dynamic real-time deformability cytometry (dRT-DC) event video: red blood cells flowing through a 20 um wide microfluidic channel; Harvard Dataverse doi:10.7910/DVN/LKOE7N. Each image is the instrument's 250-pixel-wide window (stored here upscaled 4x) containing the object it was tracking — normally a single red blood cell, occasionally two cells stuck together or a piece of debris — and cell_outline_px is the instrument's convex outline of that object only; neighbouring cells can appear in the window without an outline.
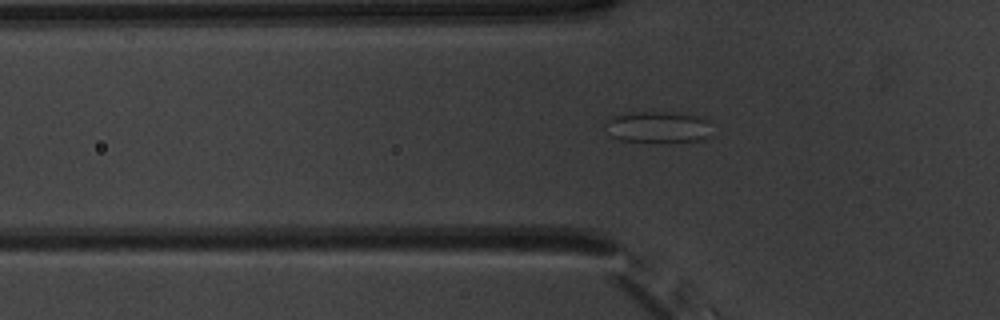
{"species": "common noctule bat (a hibernating species)", "species_latin": "Nyctalus noctula", "temperature_condition": "warm", "stored_images_in_passage": 52, "camera_frame_rate_fps": 3000, "um_per_image_px": 0.085, "animal": {"sex": "male", "body_mass_g": 20.1, "forearm_length_mm": 53.5}, "frame": {"image": 1, "passage_image": 17, "time_ms": 5.333, "image_size_px": [1000, 320], "cell_outline_px": [[712, 136], [704, 140], [620, 140], [612, 136], [604, 124], [604, 120], [612, 116], [632, 112], [668, 112], [708, 116]], "centroid_in_image_um": [56.0, 10.75], "position_along_channel_um": 69.8, "area_um2": 19.42}}
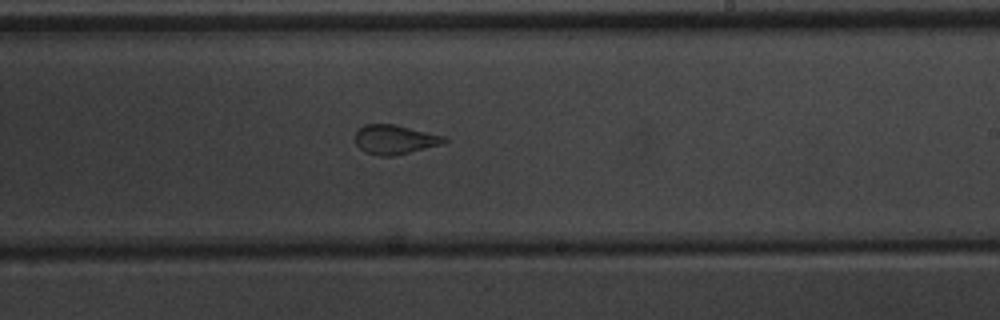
{"frame": {"image": 2, "passage_image": 31, "time_ms": 10.0, "image_size_px": [1000, 320], "cell_outline_px": [[448, 140], [444, 144], [392, 156], [380, 156], [364, 152], [356, 144], [356, 132], [364, 124], [396, 124], [444, 136]], "centroid_in_image_um": [33.57, 11.86], "position_along_channel_um": 255.4, "area_um2": 15.2}}
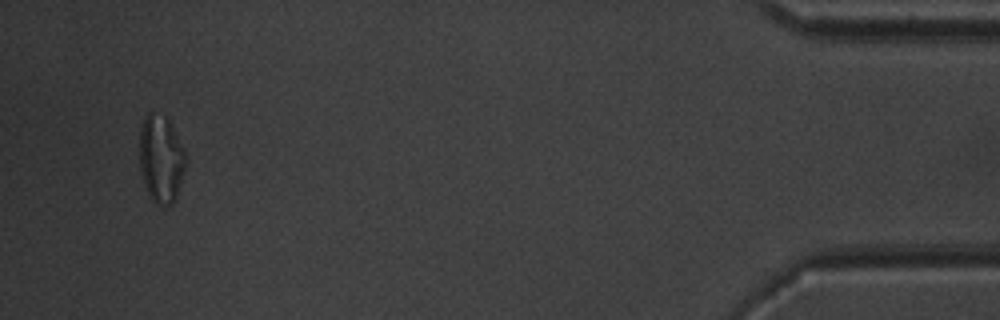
{"frame": {"image": 3, "passage_image": 49, "time_ms": 16.0, "image_size_px": [1000, 320], "cell_outline_px": [[188, 160], [176, 200], [172, 204], [156, 204], [148, 196], [140, 172], [140, 128], [144, 116], [148, 112], [152, 112], [164, 116], [172, 124], [184, 148]], "centroid_in_image_um": [13.71, 13.51], "position_along_channel_um": 421.5, "area_um2": 24.1}}